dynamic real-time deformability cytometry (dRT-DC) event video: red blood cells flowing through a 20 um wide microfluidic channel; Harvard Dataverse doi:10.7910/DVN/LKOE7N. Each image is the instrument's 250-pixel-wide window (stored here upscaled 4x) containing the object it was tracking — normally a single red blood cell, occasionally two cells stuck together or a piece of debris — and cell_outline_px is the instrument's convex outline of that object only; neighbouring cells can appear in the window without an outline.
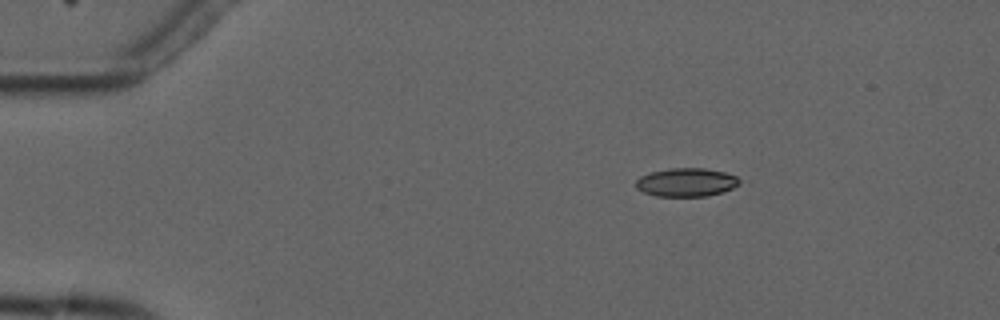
{"species": "common noctule bat (a hibernating species)", "species_latin": "Nyctalus noctula", "temperature_condition": "cold", "stored_images_in_passage": 5, "camera_frame_rate_fps": 3000, "um_per_image_px": 0.085, "animal": {"sex": "male", "forearm_length_mm": 52.5}, "frame": {"image": 1, "passage_image": 2, "time_ms": 1.0, "image_size_px": [1000, 320], "cell_outline_px": [[740, 184], [724, 192], [708, 196], [656, 196], [644, 192], [636, 188], [636, 180], [640, 176], [652, 172], [668, 168], [704, 168], [724, 172], [736, 176], [740, 180]], "centroid_in_image_um": [58.35, 15.5], "position_along_channel_um": 26.7, "area_um2": 17.22}}